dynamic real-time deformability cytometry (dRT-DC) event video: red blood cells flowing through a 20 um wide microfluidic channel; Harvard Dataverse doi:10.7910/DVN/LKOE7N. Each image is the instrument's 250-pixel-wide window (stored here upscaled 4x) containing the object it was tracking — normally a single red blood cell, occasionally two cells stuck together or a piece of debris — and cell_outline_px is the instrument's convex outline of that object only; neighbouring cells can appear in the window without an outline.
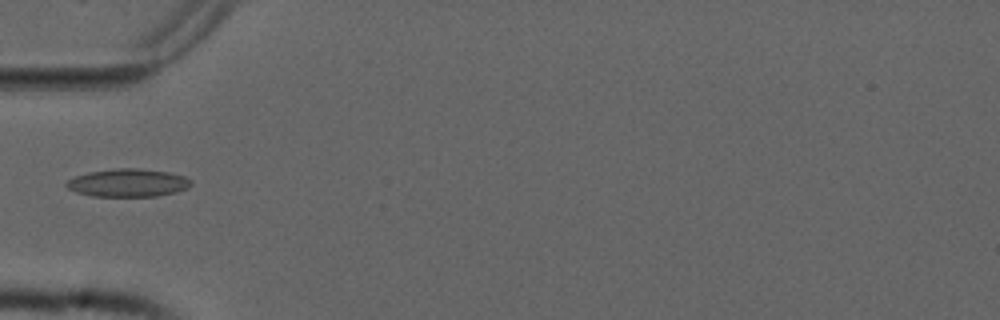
{"species": "common noctule bat (a hibernating species)", "species_latin": "Nyctalus noctula", "temperature_condition": "cold", "stored_images_in_passage": 37, "camera_frame_rate_fps": 3000, "um_per_image_px": 0.085, "animal": {"sex": "male", "forearm_length_mm": 52.5}, "frame": {"image": 1, "passage_image": 1, "time_ms": 0.0, "image_size_px": [1000, 320], "cell_outline_px": [[192, 184], [188, 188], [176, 192], [156, 196], [92, 196], [76, 192], [68, 188], [64, 184], [68, 180], [76, 176], [88, 172], [116, 168], [136, 168], [168, 172], [184, 176], [192, 180]], "centroid_in_image_um": [10.89, 15.54], "position_along_channel_um": 74.1, "area_um2": 20.29}}
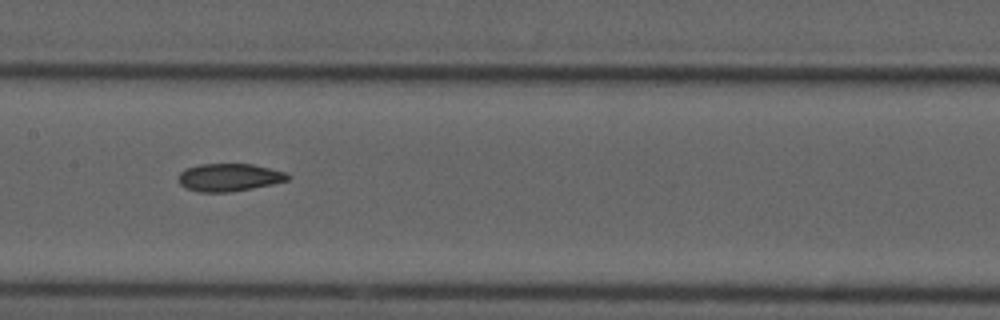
{"frame": {"image": 2, "passage_image": 10, "time_ms": 3.0, "image_size_px": [1000, 320], "cell_outline_px": [[292, 176], [288, 180], [272, 184], [252, 188], [228, 192], [200, 192], [184, 188], [176, 180], [176, 176], [184, 168], [200, 164], [252, 164], [284, 172]], "centroid_in_image_um": [19.4, 15.08], "position_along_channel_um": 188.0, "area_um2": 17.8}}
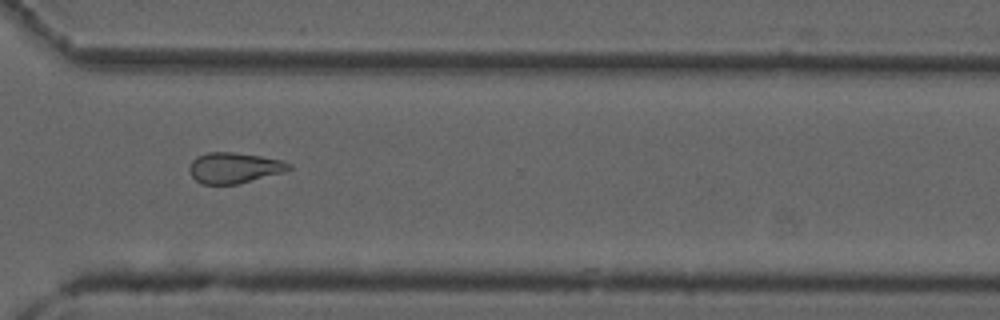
{"frame": {"image": 3, "passage_image": 23, "time_ms": 7.333, "image_size_px": [1000, 320], "cell_outline_px": [[292, 168], [284, 172], [236, 184], [200, 184], [192, 176], [188, 168], [192, 160], [196, 156], [208, 152], [232, 152], [260, 156], [280, 160], [292, 164]], "centroid_in_image_um": [19.88, 14.26], "position_along_channel_um": 350.7, "area_um2": 17.74}, "authors_computed_cell_mechanics": {"area_um2": 18.0914, "velocity_mm_per_s": 3.7661, "shape_relaxation_time_tau1_ms": null, "shape_relaxation_time_tau2_ms": 8.4939, "deformation_change_tau1": null, "deformation_change_tau2": 0.1538}}